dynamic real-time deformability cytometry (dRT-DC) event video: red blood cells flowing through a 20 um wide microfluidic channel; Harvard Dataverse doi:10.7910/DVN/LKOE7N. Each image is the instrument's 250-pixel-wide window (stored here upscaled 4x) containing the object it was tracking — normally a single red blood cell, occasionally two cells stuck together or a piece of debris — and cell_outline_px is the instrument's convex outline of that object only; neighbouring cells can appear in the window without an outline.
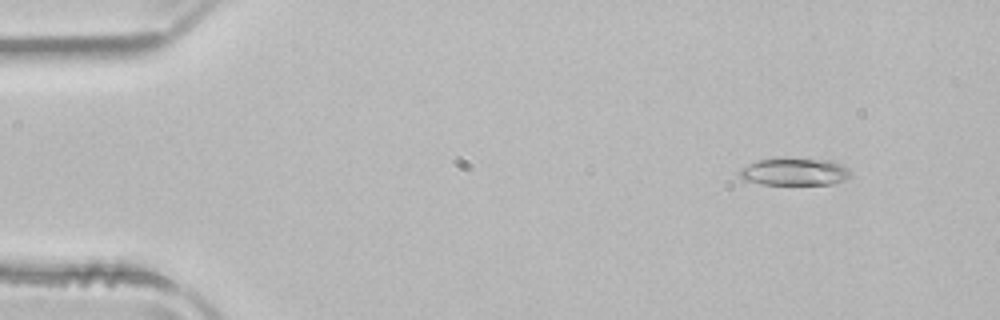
{"species": "common noctule bat (a hibernating species)", "species_latin": "Nyctalus noctula", "temperature_condition": "room temperature", "stored_images_in_passage": 52, "camera_frame_rate_fps": 3000, "um_per_image_px": 0.085, "animal": {"sex": "male", "body_mass_g": 21.5, "forearm_length_mm": 52.0}, "frame": {"image": 1, "passage_image": 6, "time_ms": 1.667, "image_size_px": [1000, 320], "cell_outline_px": [[852, 176], [844, 180], [832, 184], [760, 184], [744, 180], [740, 176], [740, 168], [748, 164], [760, 160], [776, 156], [832, 160], [848, 168]], "centroid_in_image_um": [67.53, 14.57], "position_along_channel_um": 17.5, "area_um2": 18.21}}
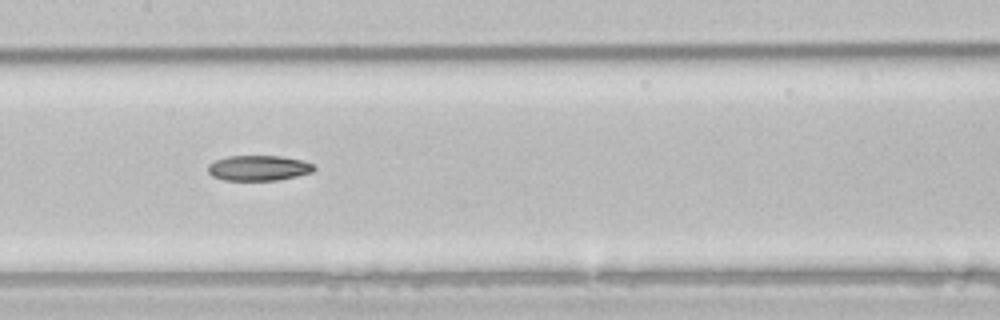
{"frame": {"image": 2, "passage_image": 26, "time_ms": 8.333, "image_size_px": [1000, 320], "cell_outline_px": [[316, 168], [312, 172], [296, 176], [276, 180], [224, 180], [212, 176], [208, 172], [208, 164], [216, 160], [228, 156], [280, 156], [300, 160], [316, 164]], "centroid_in_image_um": [21.98, 14.28], "position_along_channel_um": 185.4, "area_um2": 15.61}}
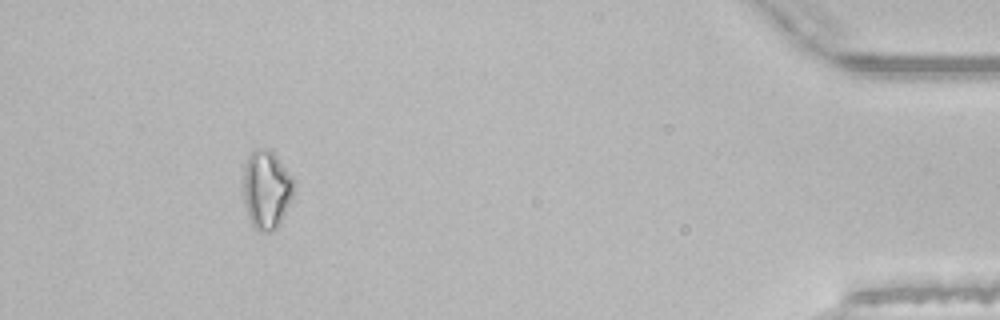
{"frame": {"image": 3, "passage_image": 48, "time_ms": 15.667, "image_size_px": [1000, 320], "cell_outline_px": [[296, 188], [280, 224], [276, 228], [268, 232], [260, 232], [252, 224], [248, 216], [244, 204], [244, 164], [248, 156], [256, 148], [272, 148], [292, 176]], "centroid_in_image_um": [22.67, 16.07], "position_along_channel_um": 412.5, "area_um2": 23.47}}